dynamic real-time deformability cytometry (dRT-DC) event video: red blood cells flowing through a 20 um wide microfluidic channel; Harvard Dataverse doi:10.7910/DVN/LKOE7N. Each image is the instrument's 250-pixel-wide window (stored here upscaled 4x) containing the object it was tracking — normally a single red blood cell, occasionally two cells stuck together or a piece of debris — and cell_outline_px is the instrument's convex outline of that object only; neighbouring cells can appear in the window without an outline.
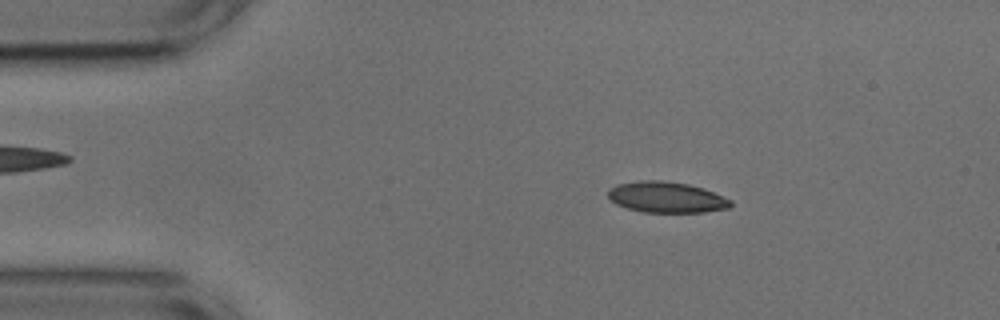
{"species": "common noctule bat (a hibernating species)", "species_latin": "Nyctalus noctula", "temperature_condition": "cold", "stored_images_in_passage": 53, "camera_frame_rate_fps": 3000, "um_per_image_px": 0.085, "animal": {"sex": "male", "body_mass_g": 17.9, "forearm_length_mm": 54.2}, "frame": {"image": 1, "passage_image": 9, "time_ms": 2.667, "image_size_px": [1000, 320], "cell_outline_px": [[732, 204], [728, 208], [704, 212], [644, 212], [628, 208], [616, 204], [608, 196], [608, 188], [616, 184], [640, 180], [664, 180], [688, 184], [704, 188], [732, 200]], "centroid_in_image_um": [56.64, 16.75], "position_along_channel_um": 28.4, "area_um2": 22.14}}
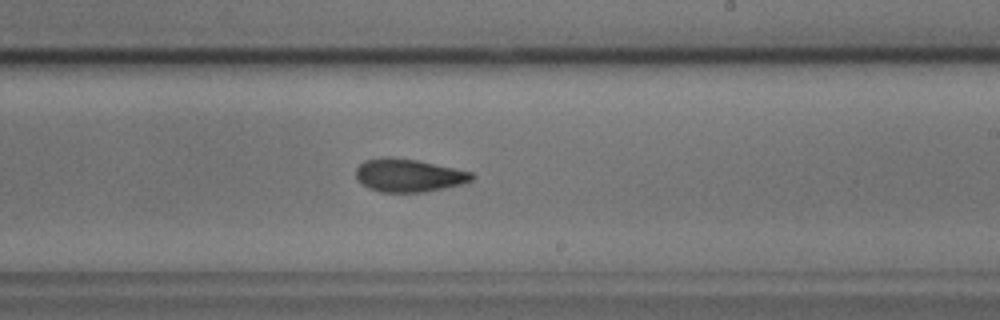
{"frame": {"image": 2, "passage_image": 31, "time_ms": 10.0, "image_size_px": [1000, 320], "cell_outline_px": [[476, 176], [472, 180], [464, 184], [424, 192], [380, 192], [368, 188], [356, 180], [356, 168], [364, 160], [380, 156], [392, 156], [416, 160], [472, 172]], "centroid_in_image_um": [34.7, 14.9], "position_along_channel_um": 254.3, "area_um2": 22.6}}
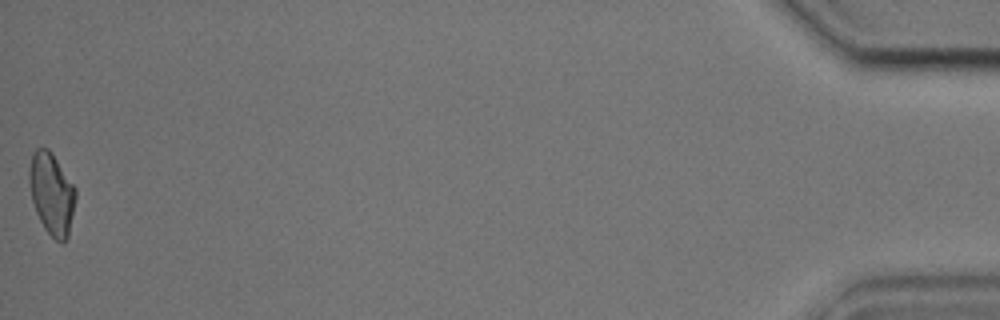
{"frame": {"image": 3, "passage_image": 53, "time_ms": 17.333, "image_size_px": [1000, 320], "cell_outline_px": [[76, 196], [68, 236], [64, 244], [60, 244], [44, 228], [36, 212], [32, 200], [28, 180], [28, 172], [32, 152], [36, 148], [48, 148], [52, 152], [76, 188]], "centroid_in_image_um": [4.38, 16.45], "position_along_channel_um": 430.8, "area_um2": 22.25}, "authors_computed_cell_mechanics": {"area_um2": 22.0218, "velocity_mm_per_s": 3.7579, "shape_relaxation_time_tau1_ms": 3.6513, "shape_relaxation_time_tau2_ms": 4.1588, "deformation_change_tau1": 0.1269, "deformation_change_tau2": 0.0912}}